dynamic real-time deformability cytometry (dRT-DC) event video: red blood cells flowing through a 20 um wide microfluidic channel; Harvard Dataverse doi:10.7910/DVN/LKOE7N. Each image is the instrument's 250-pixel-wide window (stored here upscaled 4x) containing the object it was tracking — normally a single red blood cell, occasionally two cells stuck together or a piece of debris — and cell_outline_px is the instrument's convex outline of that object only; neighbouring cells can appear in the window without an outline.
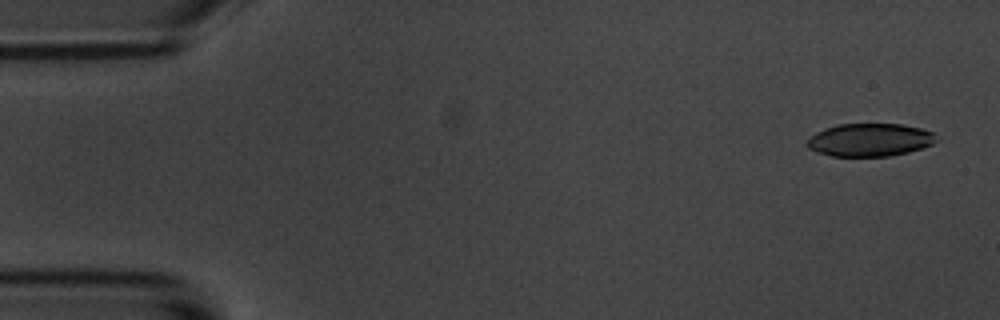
{"species": "common noctule bat (a hibernating species)", "species_latin": "Nyctalus noctula", "temperature_condition": "room temperature", "stored_images_in_passage": 5, "camera_frame_rate_fps": 3000, "um_per_image_px": 0.085, "animal": {"sex": "male", "body_mass_g": 20.1, "forearm_length_mm": 53.5}, "frame": {"image": 1, "passage_image": 1, "time_ms": 0.0, "image_size_px": [1000, 320], "cell_outline_px": [[936, 140], [932, 144], [908, 152], [892, 156], [832, 156], [816, 152], [808, 148], [808, 136], [824, 128], [836, 124], [900, 124], [920, 128], [932, 132]], "centroid_in_image_um": [73.88, 11.89], "position_along_channel_um": 11.1, "area_um2": 24.74}}
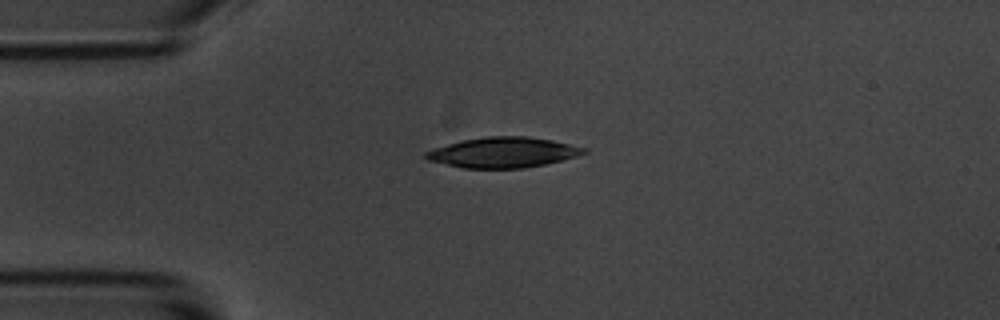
{"frame": {"image": 2, "passage_image": 4, "time_ms": 3.667, "image_size_px": [1000, 320], "cell_outline_px": [[588, 152], [576, 156], [544, 164], [524, 168], [464, 168], [428, 160], [424, 156], [424, 152], [432, 148], [460, 140], [484, 136], [528, 136], [552, 140], [588, 148]], "centroid_in_image_um": [42.74, 12.94], "position_along_channel_um": 42.3, "area_um2": 28.03}}